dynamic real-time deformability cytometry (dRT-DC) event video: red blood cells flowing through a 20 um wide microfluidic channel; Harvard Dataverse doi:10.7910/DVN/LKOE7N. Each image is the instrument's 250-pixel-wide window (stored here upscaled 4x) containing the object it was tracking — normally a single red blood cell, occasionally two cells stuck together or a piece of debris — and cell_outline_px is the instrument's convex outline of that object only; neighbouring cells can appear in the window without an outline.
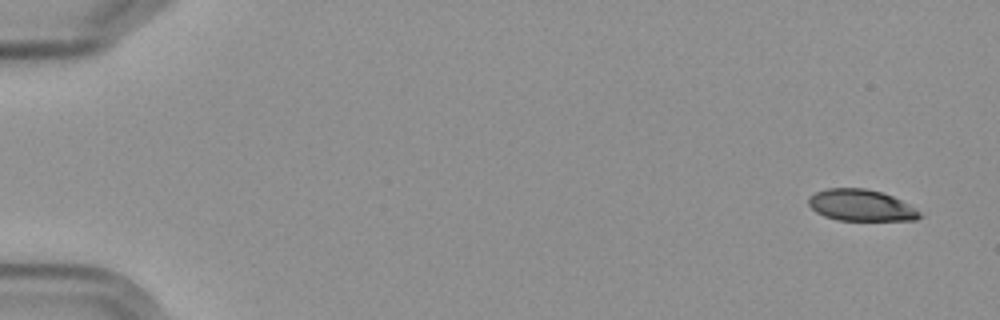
{"species": "Egyptian fruit bat (a non-hibernating species)", "species_latin": "Rousettus aegyptiacus", "temperature_condition": "cold", "stored_images_in_passage": 6, "camera_frame_rate_fps": 3000, "um_per_image_px": 0.085, "frame": {"image": 1, "passage_image": 1, "time_ms": 0.0, "image_size_px": [1000, 320], "cell_outline_px": [[924, 216], [916, 220], [836, 220], [824, 216], [816, 212], [808, 204], [808, 196], [816, 192], [828, 188], [864, 188], [880, 192], [892, 196], [900, 200], [920, 212]], "centroid_in_image_um": [73.15, 17.46], "position_along_channel_um": 11.8, "area_um2": 20.29}}